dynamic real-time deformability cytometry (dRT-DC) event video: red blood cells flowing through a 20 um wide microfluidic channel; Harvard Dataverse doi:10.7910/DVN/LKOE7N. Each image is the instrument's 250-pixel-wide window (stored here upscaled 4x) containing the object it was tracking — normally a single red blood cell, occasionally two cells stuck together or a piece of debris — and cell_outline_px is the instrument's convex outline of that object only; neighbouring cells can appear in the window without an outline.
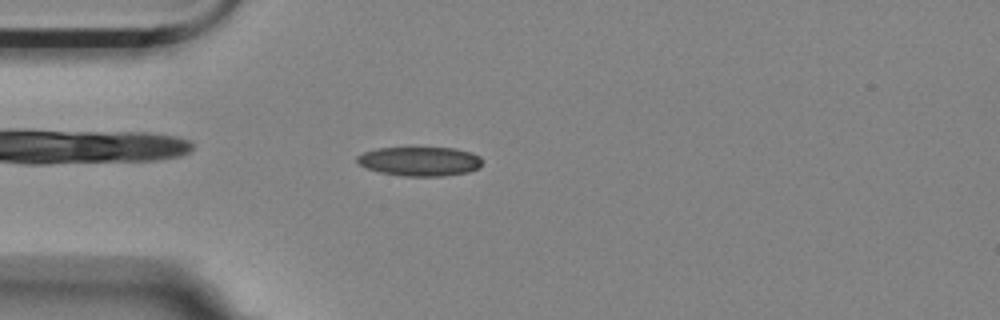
{"species": "Egyptian fruit bat (a non-hibernating species)", "species_latin": "Rousettus aegyptiacus", "temperature_condition": "room temperature", "stored_images_in_passage": 4, "camera_frame_rate_fps": 3000, "um_per_image_px": 0.085, "animal": {"sex": "female"}, "frame": {"image": 1, "passage_image": 4, "time_ms": 1.0, "image_size_px": [1000, 320], "cell_outline_px": [[480, 168], [468, 172], [444, 176], [404, 176], [380, 172], [364, 168], [356, 160], [356, 156], [364, 152], [376, 148], [456, 148], [472, 152], [480, 156]], "centroid_in_image_um": [35.68, 13.71], "position_along_channel_um": 49.3, "area_um2": 21.39}}